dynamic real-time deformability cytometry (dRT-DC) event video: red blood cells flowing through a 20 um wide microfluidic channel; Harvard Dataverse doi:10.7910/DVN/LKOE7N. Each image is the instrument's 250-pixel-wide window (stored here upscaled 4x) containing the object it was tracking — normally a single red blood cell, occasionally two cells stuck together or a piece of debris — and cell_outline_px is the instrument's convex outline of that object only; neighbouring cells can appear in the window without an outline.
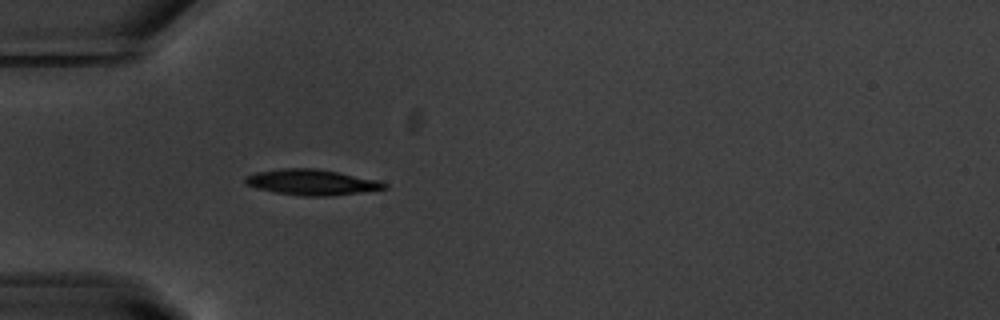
{"species": "common noctule bat (a hibernating species)", "species_latin": "Nyctalus noctula", "temperature_condition": "warm", "stored_images_in_passage": 39, "camera_frame_rate_fps": 3000, "um_per_image_px": 0.085, "animal": {"sex": "male", "body_mass_g": 20.1, "forearm_length_mm": 53.5}, "frame": {"image": 1, "passage_image": 1, "time_ms": 0.0, "image_size_px": [1000, 320], "cell_outline_px": [[388, 188], [360, 192], [324, 196], [300, 196], [276, 192], [256, 188], [244, 184], [244, 176], [256, 172], [280, 168], [316, 168], [340, 172], [376, 180], [388, 184]], "centroid_in_image_um": [26.44, 15.48], "position_along_channel_um": 58.6, "area_um2": 20.81}}
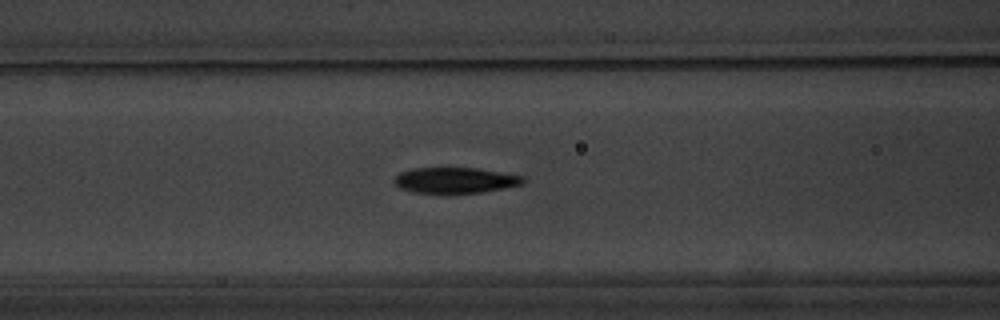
{"frame": {"image": 2, "passage_image": 7, "time_ms": 2.0, "image_size_px": [1000, 320], "cell_outline_px": [[524, 184], [504, 188], [480, 192], [448, 196], [440, 196], [412, 192], [400, 188], [392, 180], [400, 172], [412, 168], [476, 168], [524, 176]], "centroid_in_image_um": [38.64, 15.37], "position_along_channel_um": 128.0, "area_um2": 20.11}}
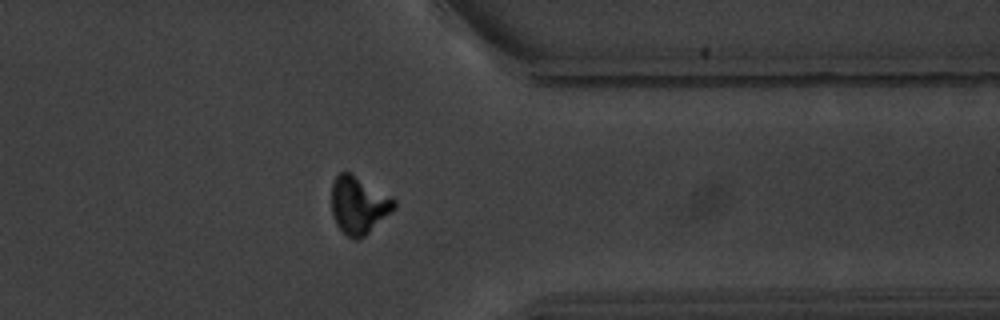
{"frame": {"image": 3, "passage_image": 28, "time_ms": 9.0, "image_size_px": [1000, 320], "cell_outline_px": [[396, 208], [360, 240], [352, 240], [336, 224], [332, 212], [332, 184], [336, 176], [340, 172], [348, 172], [396, 200]], "centroid_in_image_um": [30.48, 17.47], "position_along_channel_um": 380.9, "area_um2": 20.58}, "authors_computed_cell_mechanics": {"area_um2": 20.4612, "velocity_mm_per_s": 3.7128, "shape_relaxation_time_tau1_ms": 3.1559, "shape_relaxation_time_tau2_ms": 1.8019, "deformation_change_tau1": 0.1639, "deformation_change_tau2": 0.0745}}